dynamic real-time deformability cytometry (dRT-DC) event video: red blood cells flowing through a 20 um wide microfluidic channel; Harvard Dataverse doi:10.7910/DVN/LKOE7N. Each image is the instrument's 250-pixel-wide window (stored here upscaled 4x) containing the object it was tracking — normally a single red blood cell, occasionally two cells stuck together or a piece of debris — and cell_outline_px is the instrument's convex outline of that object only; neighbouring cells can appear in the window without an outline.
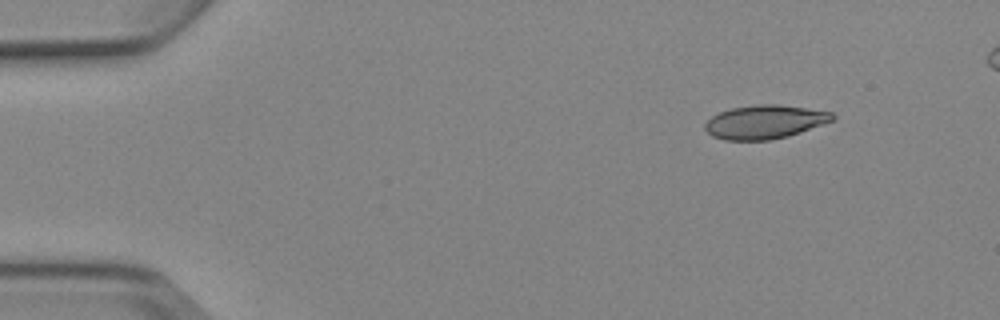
{"species": "Egyptian fruit bat (a non-hibernating species)", "species_latin": "Rousettus aegyptiacus", "temperature_condition": "cold", "stored_images_in_passage": 5, "camera_frame_rate_fps": 3000, "um_per_image_px": 0.085, "animal": {"sex": "female"}, "frame": {"image": 1, "passage_image": 1, "time_ms": 0.0, "image_size_px": [1000, 320], "cell_outline_px": [[836, 116], [832, 120], [800, 132], [788, 136], [768, 140], [724, 140], [712, 136], [704, 128], [704, 124], [712, 116], [720, 112], [732, 108], [756, 104], [776, 104], [832, 112]], "centroid_in_image_um": [64.97, 10.36], "position_along_channel_um": 20.0, "area_um2": 24.74}}